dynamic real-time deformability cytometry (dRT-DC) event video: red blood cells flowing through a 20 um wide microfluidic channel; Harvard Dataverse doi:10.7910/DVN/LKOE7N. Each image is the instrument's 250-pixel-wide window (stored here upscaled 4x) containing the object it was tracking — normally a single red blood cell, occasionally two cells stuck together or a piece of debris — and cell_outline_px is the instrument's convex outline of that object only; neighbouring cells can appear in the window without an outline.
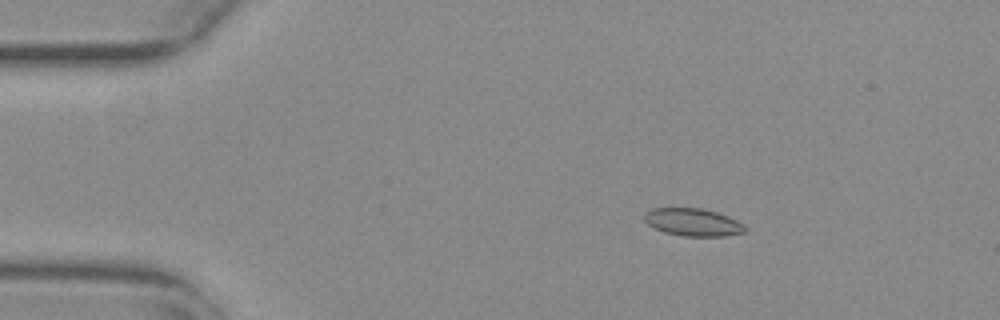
{"species": "common noctule bat (a hibernating species)", "species_latin": "Nyctalus noctula", "temperature_condition": "warm", "stored_images_in_passage": 56, "camera_frame_rate_fps": 3000, "um_per_image_px": 0.085, "animal": {"sex": "female", "body_mass_g": 29.2, "forearm_length_mm": 56.3}, "frame": {"image": 1, "passage_image": 10, "time_ms": 3.0, "image_size_px": [1000, 320], "cell_outline_px": [[748, 228], [744, 232], [724, 236], [684, 236], [664, 232], [648, 224], [644, 220], [644, 212], [652, 208], [700, 208], [716, 212], [728, 216], [744, 224]], "centroid_in_image_um": [58.9, 18.88], "position_along_channel_um": 26.1, "area_um2": 16.18}}
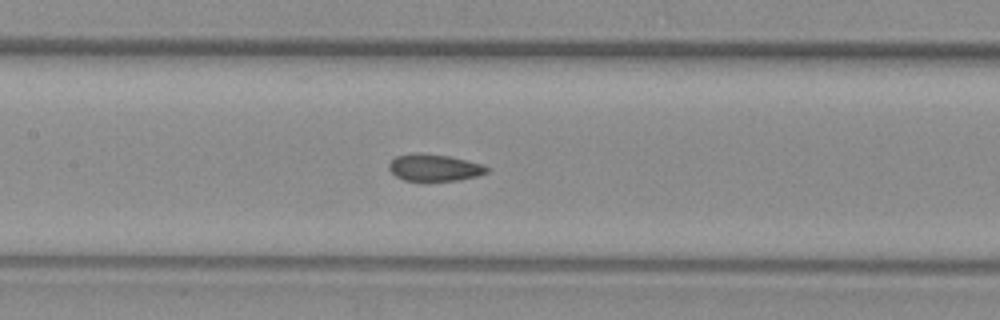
{"frame": {"image": 2, "passage_image": 27, "time_ms": 8.667, "image_size_px": [1000, 320], "cell_outline_px": [[488, 172], [476, 176], [460, 180], [424, 184], [404, 180], [396, 176], [388, 168], [388, 164], [396, 156], [416, 152], [448, 156], [484, 164], [488, 168]], "centroid_in_image_um": [36.89, 14.29], "position_along_channel_um": 170.5, "area_um2": 16.01}}
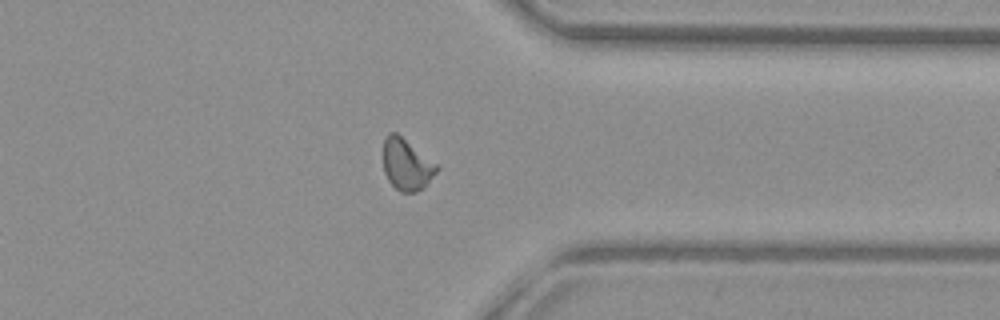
{"frame": {"image": 3, "passage_image": 44, "time_ms": 14.333, "image_size_px": [1000, 320], "cell_outline_px": [[440, 168], [416, 192], [400, 192], [388, 180], [384, 172], [384, 140], [388, 132], [396, 132], [436, 164]], "centroid_in_image_um": [34.52, 13.97], "position_along_channel_um": 376.9, "area_um2": 15.49}, "authors_computed_cell_mechanics": {"area_um2": 15.8372, "velocity_mm_per_s": 3.7493, "shape_relaxation_time_tau1_ms": null, "shape_relaxation_time_tau2_ms": 1.5716, "deformation_change_tau1": null, "deformation_change_tau2": 0.0616}}